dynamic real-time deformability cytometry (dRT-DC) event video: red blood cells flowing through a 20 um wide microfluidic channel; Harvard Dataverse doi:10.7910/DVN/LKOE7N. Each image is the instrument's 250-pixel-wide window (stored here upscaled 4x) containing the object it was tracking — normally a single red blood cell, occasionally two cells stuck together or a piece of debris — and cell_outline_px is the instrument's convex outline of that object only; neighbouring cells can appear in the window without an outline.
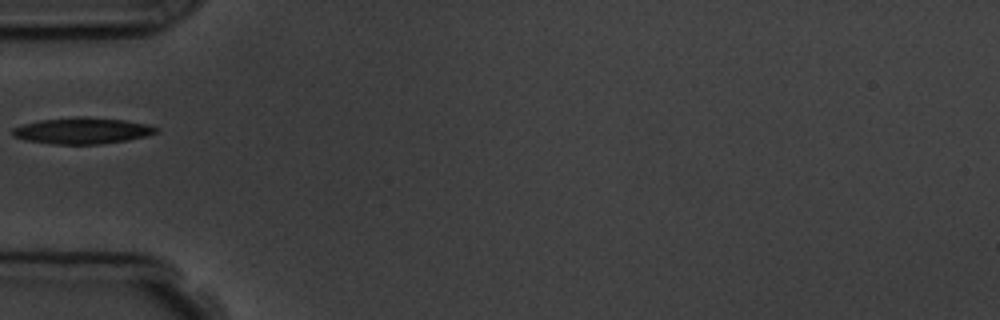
{"species": "common noctule bat (a hibernating species)", "species_latin": "Nyctalus noctula", "temperature_condition": "room temperature", "stored_images_in_passage": 2, "camera_frame_rate_fps": 3000, "um_per_image_px": 0.085, "animal": {"sex": "male", "body_mass_g": 19.5, "forearm_length_mm": 54.6}, "frame": {"image": 1, "passage_image": 1, "time_ms": 0.0, "image_size_px": [1000, 320], "cell_outline_px": [[160, 128], [156, 132], [144, 136], [128, 140], [100, 144], [52, 144], [24, 140], [12, 136], [12, 128], [24, 124], [40, 120], [76, 116], [88, 116], [124, 120], [148, 124]], "centroid_in_image_um": [6.97, 11.1], "position_along_channel_um": 78.0, "area_um2": 22.14}}